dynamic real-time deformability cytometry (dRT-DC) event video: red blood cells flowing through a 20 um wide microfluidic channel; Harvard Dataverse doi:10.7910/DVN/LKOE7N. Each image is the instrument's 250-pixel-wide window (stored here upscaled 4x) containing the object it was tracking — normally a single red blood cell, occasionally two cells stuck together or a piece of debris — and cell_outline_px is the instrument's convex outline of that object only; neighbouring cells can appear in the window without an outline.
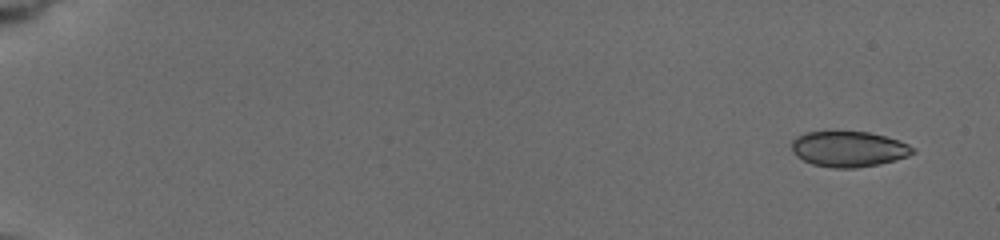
{"species": "common noctule bat (a hibernating species)", "species_latin": "Nyctalus noctula", "temperature_condition": "cold", "stored_images_in_passage": 38, "camera_frame_rate_fps": 3000, "um_per_image_px": 0.085, "animal": {"sex": "female", "body_mass_g": 19.5, "forearm_length_mm": 54.1}, "frame": {"image": 1, "passage_image": 1, "time_ms": 0.0, "image_size_px": [1000, 240], "cell_outline_px": [[916, 152], [908, 156], [880, 164], [856, 168], [832, 168], [812, 164], [796, 156], [792, 148], [792, 140], [796, 136], [804, 132], [868, 132], [900, 140], [916, 148]], "centroid_in_image_um": [72.16, 12.67], "position_along_channel_um": 12.8, "area_um2": 25.2}}
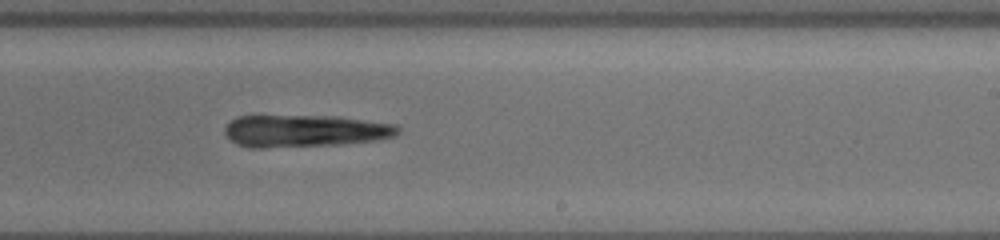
{"frame": {"image": 2, "passage_image": 21, "time_ms": 11.333, "image_size_px": [1000, 240], "cell_outline_px": [[400, 132], [392, 136], [376, 140], [344, 144], [264, 148], [248, 148], [236, 144], [224, 132], [224, 128], [236, 116], [336, 116], [392, 124], [400, 128]], "centroid_in_image_um": [25.87, 11.14], "position_along_channel_um": 263.1, "area_um2": 32.43}}
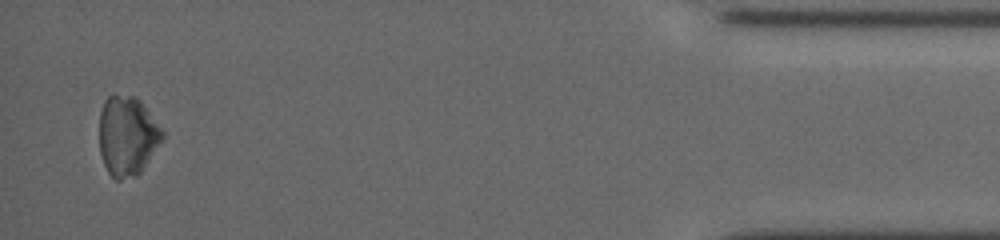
{"frame": {"image": 3, "passage_image": 38, "time_ms": 17.333, "image_size_px": [1000, 240], "cell_outline_px": [[164, 140], [140, 172], [136, 176], [120, 180], [116, 180], [108, 172], [104, 164], [100, 152], [100, 112], [104, 100], [112, 92], [136, 96], [140, 100], [164, 132]], "centroid_in_image_um": [10.82, 11.52], "position_along_channel_um": 424.4, "area_um2": 29.59}}